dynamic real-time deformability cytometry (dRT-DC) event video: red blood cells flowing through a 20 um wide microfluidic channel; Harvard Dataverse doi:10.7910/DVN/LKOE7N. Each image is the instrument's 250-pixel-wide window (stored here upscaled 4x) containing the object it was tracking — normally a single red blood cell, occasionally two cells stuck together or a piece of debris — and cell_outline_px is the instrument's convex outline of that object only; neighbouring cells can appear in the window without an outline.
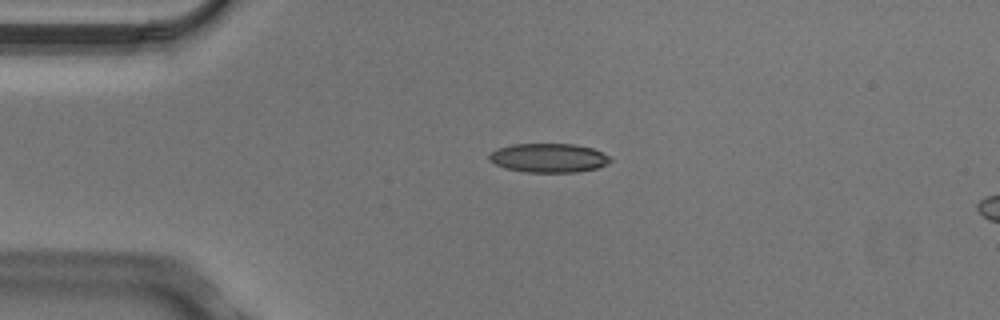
{"species": "Egyptian fruit bat (a non-hibernating species)", "species_latin": "Rousettus aegyptiacus", "temperature_condition": "cold", "stored_images_in_passage": 6, "camera_frame_rate_fps": 3000, "um_per_image_px": 0.085, "animal": {"sex": "male"}, "frame": {"image": 1, "passage_image": 4, "time_ms": 1.0, "image_size_px": [1000, 320], "cell_outline_px": [[612, 160], [596, 168], [576, 172], [524, 172], [504, 168], [488, 160], [488, 156], [492, 152], [500, 148], [512, 144], [576, 144], [592, 148], [608, 156]], "centroid_in_image_um": [46.6, 13.42], "position_along_channel_um": 38.4, "area_um2": 20.29}}